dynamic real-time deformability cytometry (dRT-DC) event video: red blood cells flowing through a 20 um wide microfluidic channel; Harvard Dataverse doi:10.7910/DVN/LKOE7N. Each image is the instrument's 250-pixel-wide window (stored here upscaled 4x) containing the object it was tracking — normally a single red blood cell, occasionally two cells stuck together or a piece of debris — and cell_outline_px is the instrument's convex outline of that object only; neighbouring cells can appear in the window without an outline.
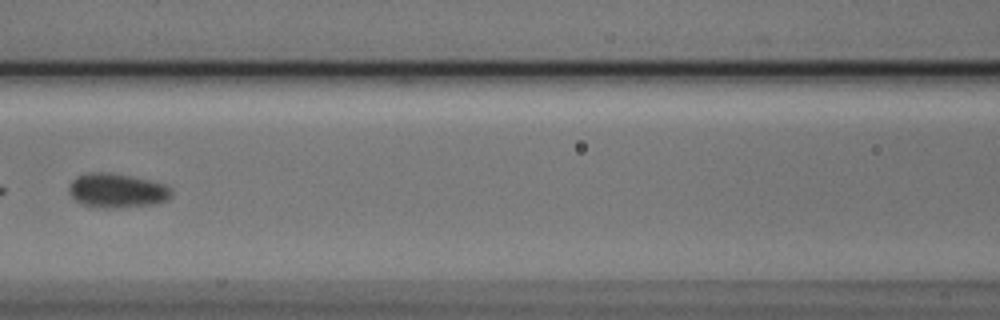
{"species": "Egyptian fruit bat (a non-hibernating species)", "species_latin": "Rousettus aegyptiacus", "temperature_condition": "cold", "stored_images_in_passage": 5, "camera_frame_rate_fps": 3000, "um_per_image_px": 0.085, "animal": {"sex": "male"}, "frame": {"image": 1, "passage_image": 5, "time_ms": 1.333, "image_size_px": [1000, 320], "cell_outline_px": [[172, 196], [168, 200], [156, 204], [120, 208], [100, 208], [80, 204], [68, 192], [68, 188], [72, 180], [88, 172], [100, 172], [128, 176], [168, 184], [172, 188]], "centroid_in_image_um": [9.98, 16.23], "position_along_channel_um": 156.6, "area_um2": 20.63}}